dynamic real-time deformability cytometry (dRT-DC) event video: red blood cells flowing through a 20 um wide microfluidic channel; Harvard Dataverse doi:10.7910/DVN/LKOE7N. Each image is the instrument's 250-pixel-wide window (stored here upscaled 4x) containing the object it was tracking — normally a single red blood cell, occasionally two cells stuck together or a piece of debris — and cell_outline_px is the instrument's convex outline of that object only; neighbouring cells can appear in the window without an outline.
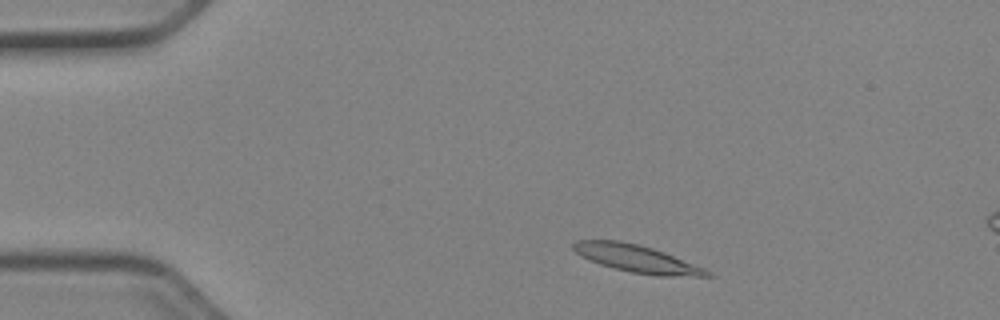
{"species": "Egyptian fruit bat (a non-hibernating species)", "species_latin": "Rousettus aegyptiacus", "temperature_condition": "cold", "stored_images_in_passage": 9, "camera_frame_rate_fps": 3000, "um_per_image_px": 0.085, "animal": {"sex": "female"}, "frame": {"image": 1, "passage_image": 4, "time_ms": 1.0, "image_size_px": [1000, 320], "cell_outline_px": [[716, 276], [660, 276], [632, 272], [600, 264], [588, 260], [580, 256], [572, 248], [572, 244], [576, 240], [620, 240], [640, 244], [664, 252], [704, 268], [712, 272]], "centroid_in_image_um": [54.11, 21.97], "position_along_channel_um": 30.9, "area_um2": 21.33}}